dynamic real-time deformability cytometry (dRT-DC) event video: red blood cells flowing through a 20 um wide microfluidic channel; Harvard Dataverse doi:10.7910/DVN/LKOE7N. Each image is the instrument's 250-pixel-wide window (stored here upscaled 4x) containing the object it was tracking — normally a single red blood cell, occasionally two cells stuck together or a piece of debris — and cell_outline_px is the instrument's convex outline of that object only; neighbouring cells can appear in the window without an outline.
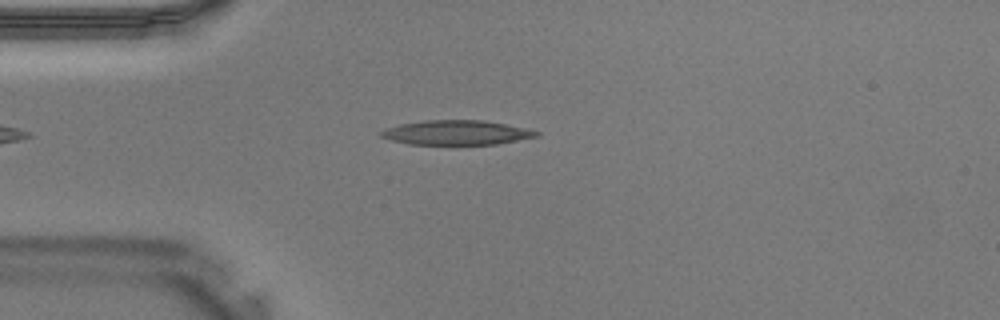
{"species": "Egyptian fruit bat (a non-hibernating species)", "species_latin": "Rousettus aegyptiacus", "temperature_condition": "warm", "stored_images_in_passage": 36, "camera_frame_rate_fps": 3000, "um_per_image_px": 0.085, "animal": {"sex": "male"}, "frame": {"image": 1, "passage_image": 6, "time_ms": 1.667, "image_size_px": [1000, 320], "cell_outline_px": [[540, 136], [496, 144], [408, 144], [392, 140], [380, 136], [380, 132], [384, 128], [400, 124], [424, 120], [484, 120], [524, 128], [540, 132]], "centroid_in_image_um": [38.78, 11.27], "position_along_channel_um": 46.2, "area_um2": 22.08}}